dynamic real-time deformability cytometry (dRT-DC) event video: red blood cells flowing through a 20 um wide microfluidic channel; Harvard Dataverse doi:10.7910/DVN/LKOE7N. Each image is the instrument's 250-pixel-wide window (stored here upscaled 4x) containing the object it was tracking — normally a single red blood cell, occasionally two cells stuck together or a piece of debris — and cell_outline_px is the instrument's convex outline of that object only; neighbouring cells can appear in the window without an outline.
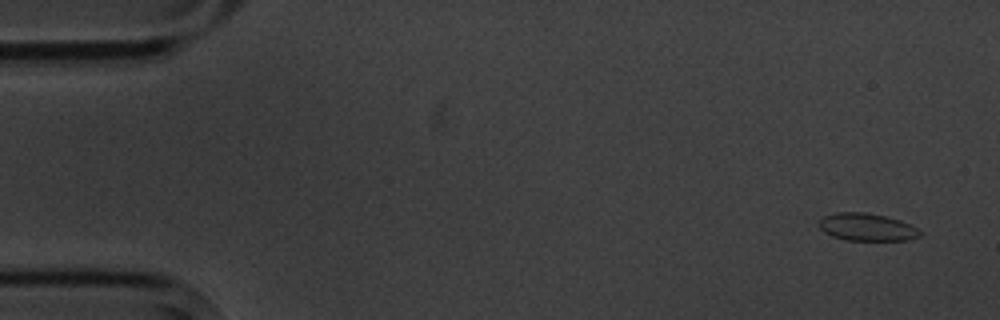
{"species": "common noctule bat (a hibernating species)", "species_latin": "Nyctalus noctula", "temperature_condition": "cold", "stored_images_in_passage": 5, "camera_frame_rate_fps": 3000, "um_per_image_px": 0.085, "animal": {"sex": "male", "body_mass_g": 20.1, "forearm_length_mm": 53.5}, "frame": {"image": 1, "passage_image": 1, "time_ms": 0.0, "image_size_px": [1000, 320], "cell_outline_px": [[924, 232], [920, 236], [908, 240], [848, 240], [832, 236], [824, 232], [820, 228], [820, 220], [824, 216], [836, 212], [864, 212], [884, 216], [900, 220], [912, 224], [920, 228]], "centroid_in_image_um": [73.76, 19.3], "position_along_channel_um": 11.2, "area_um2": 16.3}}
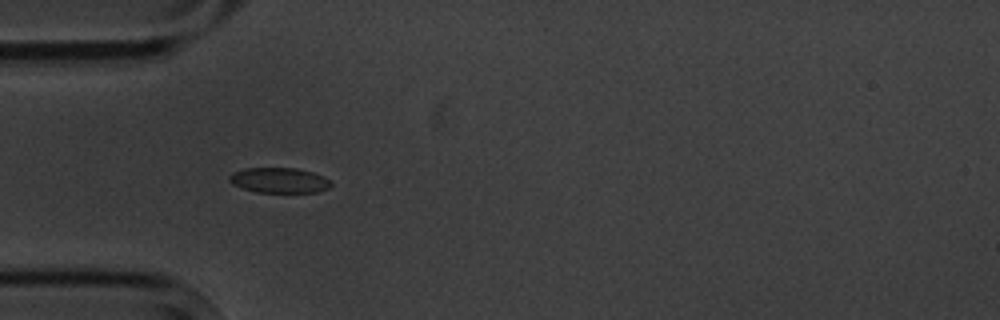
{"frame": {"image": 2, "passage_image": 5, "time_ms": 4.667, "image_size_px": [1000, 320], "cell_outline_px": [[332, 184], [328, 188], [316, 192], [256, 192], [232, 184], [228, 180], [228, 176], [232, 172], [244, 168], [296, 168], [312, 172], [324, 176]], "centroid_in_image_um": [23.7, 15.31], "position_along_channel_um": 61.3, "area_um2": 14.91}}